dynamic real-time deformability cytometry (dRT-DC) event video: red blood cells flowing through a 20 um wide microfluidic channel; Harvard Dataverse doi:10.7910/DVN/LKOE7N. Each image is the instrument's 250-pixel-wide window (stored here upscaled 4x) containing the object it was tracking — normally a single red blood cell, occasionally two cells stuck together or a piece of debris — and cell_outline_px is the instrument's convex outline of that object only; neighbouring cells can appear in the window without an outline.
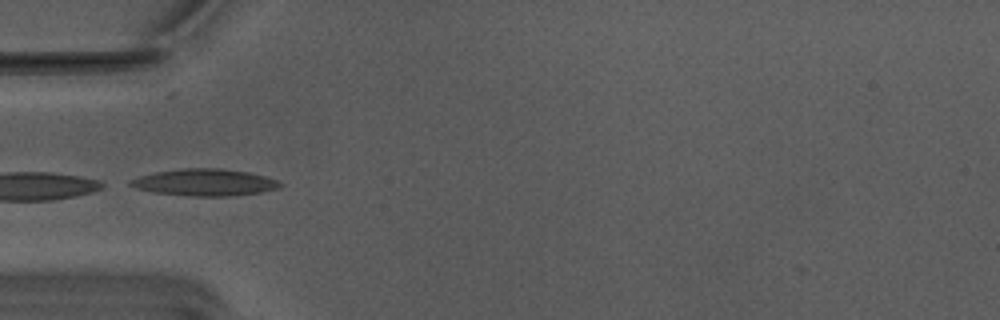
{"species": "Egyptian fruit bat (a non-hibernating species)", "species_latin": "Rousettus aegyptiacus", "temperature_condition": "warm", "stored_images_in_passage": 6, "camera_frame_rate_fps": 3000, "um_per_image_px": 0.085, "animal": {"sex": "male"}, "frame": {"image": 1, "passage_image": 1, "time_ms": 0.0, "image_size_px": [1000, 320], "cell_outline_px": [[284, 184], [280, 188], [260, 192], [232, 196], [192, 196], [152, 192], [136, 188], [128, 184], [128, 180], [140, 176], [156, 172], [184, 168], [220, 168], [248, 172], [264, 176], [276, 180]], "centroid_in_image_um": [17.4, 15.5], "position_along_channel_um": 67.6, "area_um2": 23.41}}